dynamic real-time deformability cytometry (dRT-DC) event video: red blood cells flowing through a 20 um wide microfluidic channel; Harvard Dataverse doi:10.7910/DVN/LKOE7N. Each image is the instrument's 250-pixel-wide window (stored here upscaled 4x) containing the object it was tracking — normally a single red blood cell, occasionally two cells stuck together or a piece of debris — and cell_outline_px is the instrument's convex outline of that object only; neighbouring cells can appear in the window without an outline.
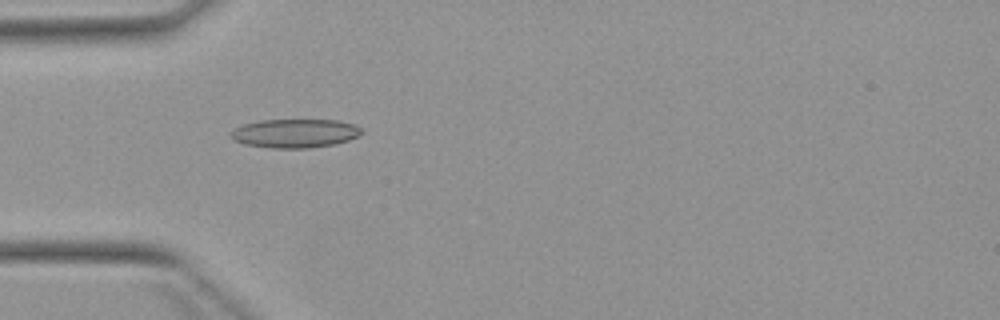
{"species": "Egyptian fruit bat (a non-hibernating species)", "species_latin": "Rousettus aegyptiacus", "temperature_condition": "warm", "stored_images_in_passage": 6, "camera_frame_rate_fps": 3000, "um_per_image_px": 0.085, "animal": {"sex": "female"}, "frame": {"image": 1, "passage_image": 4, "time_ms": 4.333, "image_size_px": [1000, 320], "cell_outline_px": [[364, 132], [360, 136], [336, 144], [308, 148], [272, 148], [244, 144], [232, 140], [228, 132], [232, 128], [244, 124], [260, 120], [336, 120], [356, 124]], "centroid_in_image_um": [25.05, 11.33], "position_along_channel_um": 59.9, "area_um2": 22.25}}
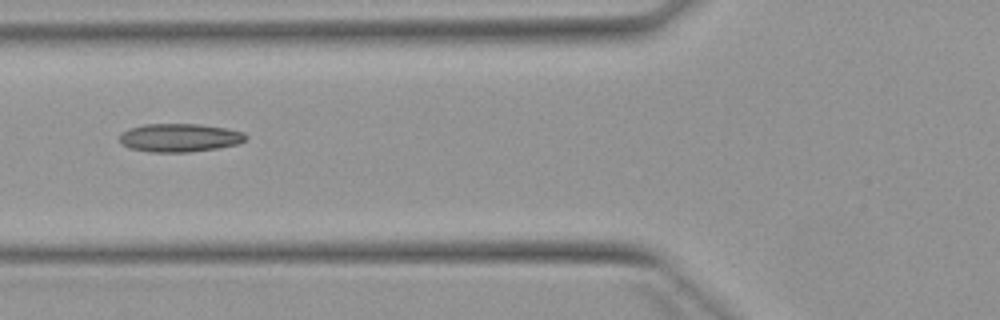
{"frame": {"image": 2, "passage_image": 5, "time_ms": 5.667, "image_size_px": [1000, 320], "cell_outline_px": [[248, 136], [244, 140], [236, 144], [216, 148], [188, 152], [148, 152], [128, 148], [120, 140], [120, 136], [124, 132], [132, 128], [144, 124], [200, 124], [224, 128], [244, 132]], "centroid_in_image_um": [15.27, 11.71], "position_along_channel_um": 110.5, "area_um2": 20.58}}
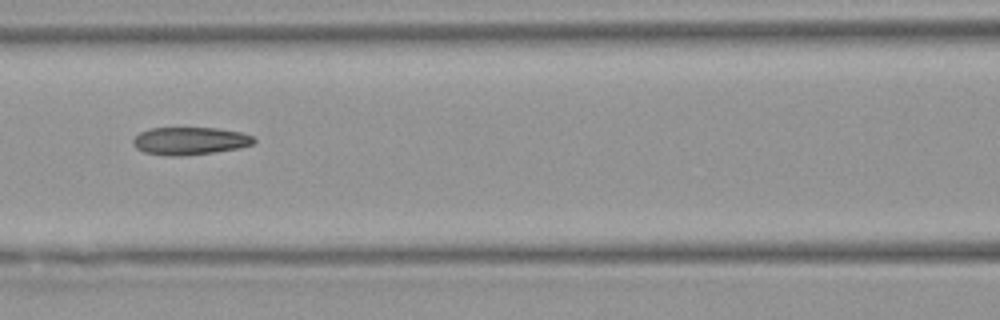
{"frame": {"image": 3, "passage_image": 6, "time_ms": 6.667, "image_size_px": [1000, 320], "cell_outline_px": [[256, 140], [252, 144], [240, 148], [216, 152], [180, 156], [168, 156], [144, 152], [136, 148], [132, 144], [132, 140], [140, 132], [152, 128], [216, 128], [240, 132], [252, 136]], "centroid_in_image_um": [16.13, 11.98], "position_along_channel_um": 150.5, "area_um2": 19.48}}